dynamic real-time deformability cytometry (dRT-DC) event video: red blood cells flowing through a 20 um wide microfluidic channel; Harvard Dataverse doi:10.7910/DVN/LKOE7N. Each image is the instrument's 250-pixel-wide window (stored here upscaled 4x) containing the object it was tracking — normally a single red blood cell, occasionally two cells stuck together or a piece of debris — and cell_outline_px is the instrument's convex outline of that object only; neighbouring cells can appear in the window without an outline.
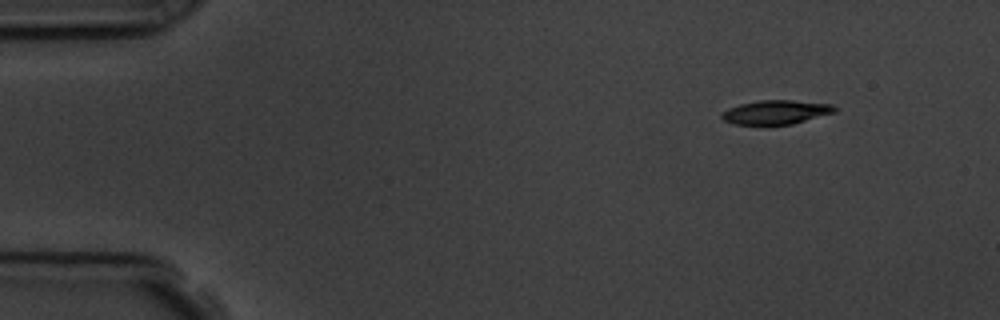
{"species": "common noctule bat (a hibernating species)", "species_latin": "Nyctalus noctula", "temperature_condition": "room temperature", "stored_images_in_passage": 5, "segment_of_instrument_passage": [2, 2], "camera_frame_rate_fps": 3000, "um_per_image_px": 0.085, "animal": {"sex": "male", "body_mass_g": 19.5, "forearm_length_mm": 54.6}, "frame": {"image": 1, "passage_image": 5, "time_ms": 4.667, "image_size_px": [1000, 320], "cell_outline_px": [[836, 112], [792, 124], [736, 124], [724, 120], [720, 116], [728, 108], [740, 104], [760, 100], [792, 100], [832, 104], [836, 108]], "centroid_in_image_um": [65.98, 9.52], "position_along_channel_um": 19.0, "area_um2": 15.61}}